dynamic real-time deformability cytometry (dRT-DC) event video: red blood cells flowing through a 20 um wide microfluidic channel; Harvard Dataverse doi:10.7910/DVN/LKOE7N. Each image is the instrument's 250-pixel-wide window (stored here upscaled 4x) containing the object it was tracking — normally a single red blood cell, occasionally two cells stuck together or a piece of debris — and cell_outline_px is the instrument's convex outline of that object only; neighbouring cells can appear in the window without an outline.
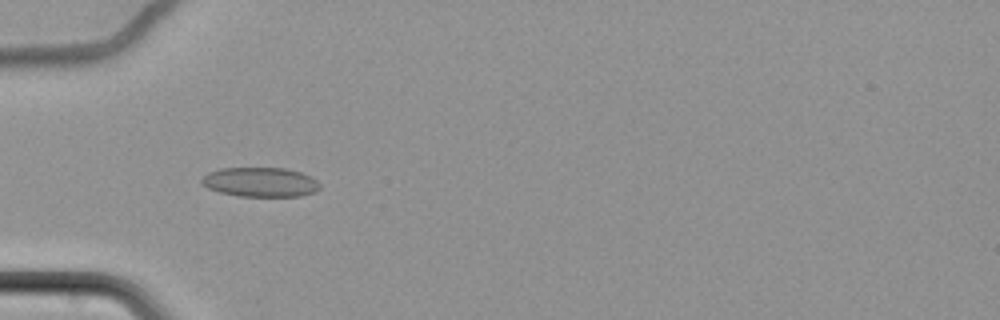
{"species": "common noctule bat (a hibernating species)", "species_latin": "Nyctalus noctula", "temperature_condition": "cold", "stored_images_in_passage": 59, "camera_frame_rate_fps": 3000, "um_per_image_px": 0.085, "animal": {"sex": "female", "body_mass_g": 22.7, "forearm_length_mm": 54.2}, "frame": {"image": 1, "passage_image": 18, "time_ms": 5.667, "image_size_px": [1000, 320], "cell_outline_px": [[320, 188], [316, 192], [300, 196], [240, 196], [220, 192], [208, 188], [200, 180], [208, 172], [220, 168], [284, 168], [300, 172], [312, 176], [320, 184]], "centroid_in_image_um": [22.16, 15.47], "position_along_channel_um": 62.8, "area_um2": 20.29}}
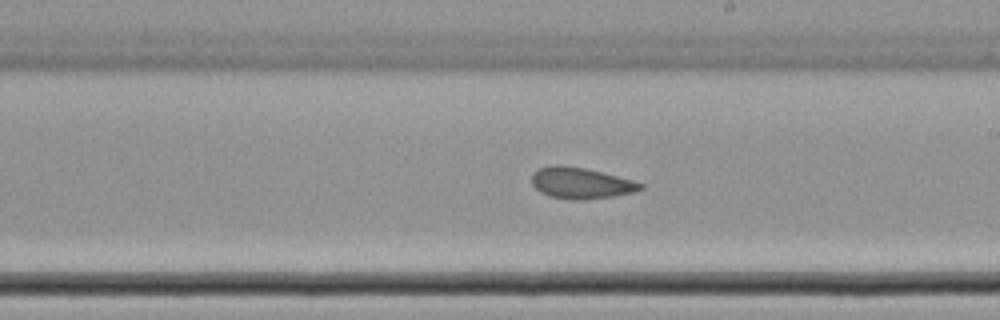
{"frame": {"image": 2, "passage_image": 34, "time_ms": 11.0, "image_size_px": [1000, 320], "cell_outline_px": [[644, 188], [632, 192], [612, 196], [584, 200], [572, 200], [548, 196], [540, 192], [532, 184], [532, 176], [540, 168], [552, 164], [556, 164], [584, 168], [632, 180], [644, 184]], "centroid_in_image_um": [49.35, 15.57], "position_along_channel_um": 239.6, "area_um2": 19.54}}
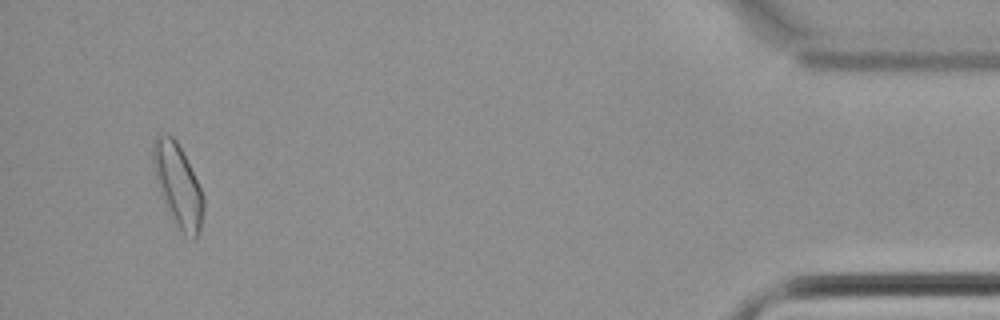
{"frame": {"image": 3, "passage_image": 56, "time_ms": 18.333, "image_size_px": [1000, 320], "cell_outline_px": [[204, 208], [200, 232], [192, 240], [184, 236], [176, 224], [160, 192], [152, 160], [152, 140], [160, 132], [172, 136], [176, 140], [204, 196]], "centroid_in_image_um": [15.12, 15.74], "position_along_channel_um": 420.1, "area_um2": 23.81}, "authors_computed_cell_mechanics": {"area_um2": 20.4612, "velocity_mm_per_s": 3.4366, "shape_relaxation_time_tau1_ms": null, "shape_relaxation_time_tau2_ms": 5.4508, "deformation_change_tau1": null, "deformation_change_tau2": 0.0848}}